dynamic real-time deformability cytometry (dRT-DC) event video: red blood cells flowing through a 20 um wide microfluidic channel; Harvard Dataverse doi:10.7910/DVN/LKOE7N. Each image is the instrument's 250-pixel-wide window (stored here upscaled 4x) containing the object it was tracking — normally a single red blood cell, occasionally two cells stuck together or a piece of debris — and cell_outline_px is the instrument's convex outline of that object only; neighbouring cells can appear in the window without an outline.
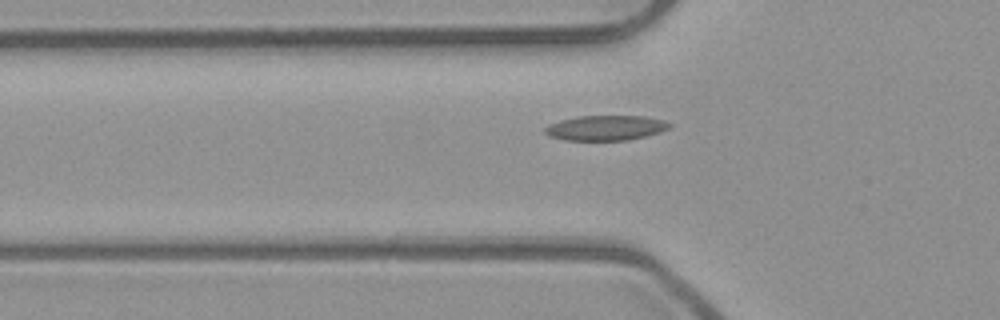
{"species": "common noctule bat (a hibernating species)", "species_latin": "Nyctalus noctula", "temperature_condition": "room temperature", "stored_images_in_passage": 41, "segment_of_instrument_passage": [1, 2], "camera_frame_rate_fps": 3000, "um_per_image_px": 0.085, "animal": {"sex": "male", "body_mass_g": 23.1, "forearm_length_mm": 52.7}, "frame": {"image": 1, "passage_image": 5, "time_ms": 1.333, "image_size_px": [1000, 320], "cell_outline_px": [[672, 124], [668, 128], [660, 132], [644, 136], [624, 140], [564, 140], [548, 136], [544, 132], [544, 128], [548, 124], [560, 120], [576, 116], [644, 116], [664, 120]], "centroid_in_image_um": [51.43, 10.86], "position_along_channel_um": 74.4, "area_um2": 18.15}}
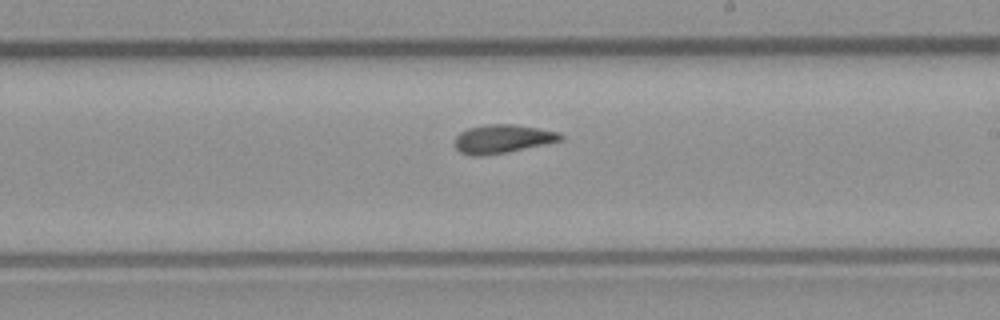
{"frame": {"image": 2, "passage_image": 18, "time_ms": 5.667, "image_size_px": [1000, 320], "cell_outline_px": [[564, 140], [508, 152], [480, 156], [472, 156], [460, 152], [456, 148], [456, 136], [460, 132], [468, 128], [488, 124], [512, 124], [560, 132], [564, 136]], "centroid_in_image_um": [42.74, 11.81], "position_along_channel_um": 246.3, "area_um2": 17.57}}
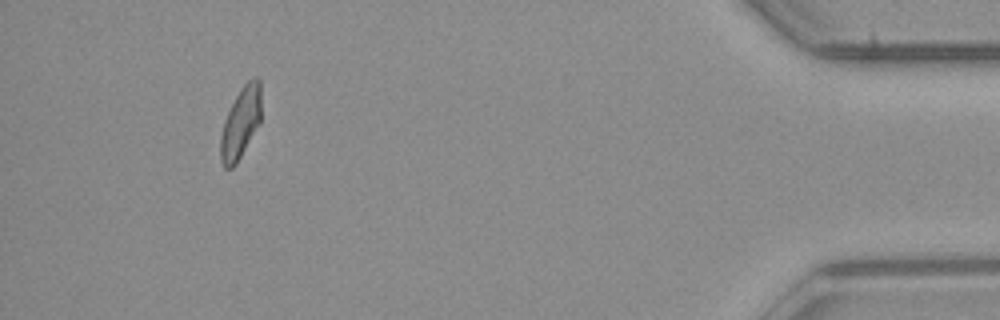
{"frame": {"image": 3, "passage_image": 36, "time_ms": 11.667, "image_size_px": [1000, 320], "cell_outline_px": [[260, 120], [236, 164], [232, 168], [224, 168], [220, 160], [220, 136], [224, 120], [240, 88], [248, 80], [256, 76], [260, 80]], "centroid_in_image_um": [20.43, 10.44], "position_along_channel_um": 414.8, "area_um2": 16.53}}